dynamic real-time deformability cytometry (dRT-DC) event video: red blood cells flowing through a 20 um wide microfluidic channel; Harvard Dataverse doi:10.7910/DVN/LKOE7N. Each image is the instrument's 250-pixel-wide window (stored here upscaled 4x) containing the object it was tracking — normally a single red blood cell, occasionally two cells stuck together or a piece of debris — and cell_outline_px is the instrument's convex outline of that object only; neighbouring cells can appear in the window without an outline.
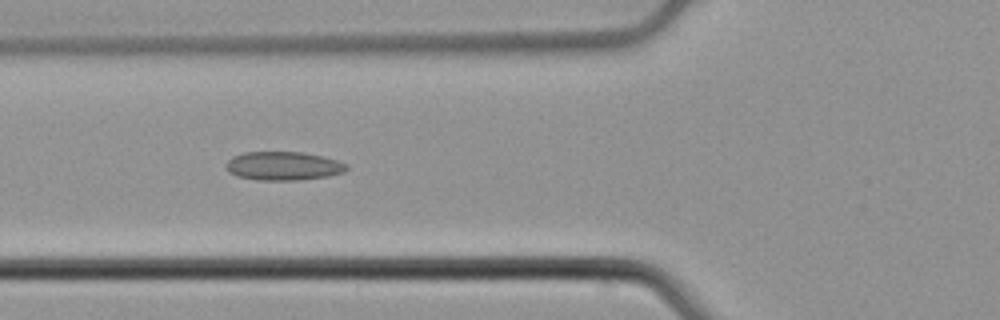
{"species": "common noctule bat (a hibernating species)", "species_latin": "Nyctalus noctula", "temperature_condition": "cold", "stored_images_in_passage": 6, "camera_frame_rate_fps": 3000, "um_per_image_px": 0.085, "animal": {"sex": "male", "body_mass_g": 21.5, "forearm_length_mm": 52.0}, "frame": {"image": 1, "passage_image": 5, "time_ms": 1.333, "image_size_px": [1000, 320], "cell_outline_px": [[348, 168], [344, 172], [328, 176], [300, 180], [260, 180], [236, 176], [228, 172], [224, 168], [224, 164], [232, 156], [244, 152], [300, 152], [324, 156], [348, 164]], "centroid_in_image_um": [24.05, 14.1], "position_along_channel_um": 101.7, "area_um2": 20.35}}
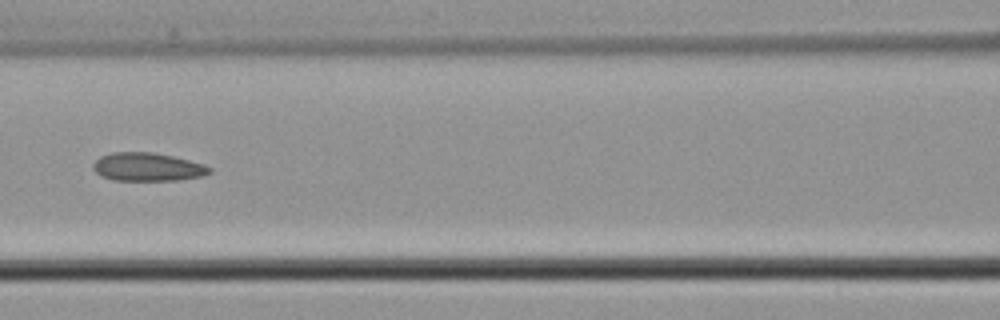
{"frame": {"image": 2, "passage_image": 6, "time_ms": 1.667, "image_size_px": [1000, 320], "cell_outline_px": [[212, 172], [204, 176], [180, 180], [112, 180], [100, 176], [92, 168], [92, 164], [100, 156], [112, 152], [152, 152], [172, 156], [204, 164], [212, 168]], "centroid_in_image_um": [12.54, 14.19], "position_along_channel_um": 154.1, "area_um2": 19.36}}